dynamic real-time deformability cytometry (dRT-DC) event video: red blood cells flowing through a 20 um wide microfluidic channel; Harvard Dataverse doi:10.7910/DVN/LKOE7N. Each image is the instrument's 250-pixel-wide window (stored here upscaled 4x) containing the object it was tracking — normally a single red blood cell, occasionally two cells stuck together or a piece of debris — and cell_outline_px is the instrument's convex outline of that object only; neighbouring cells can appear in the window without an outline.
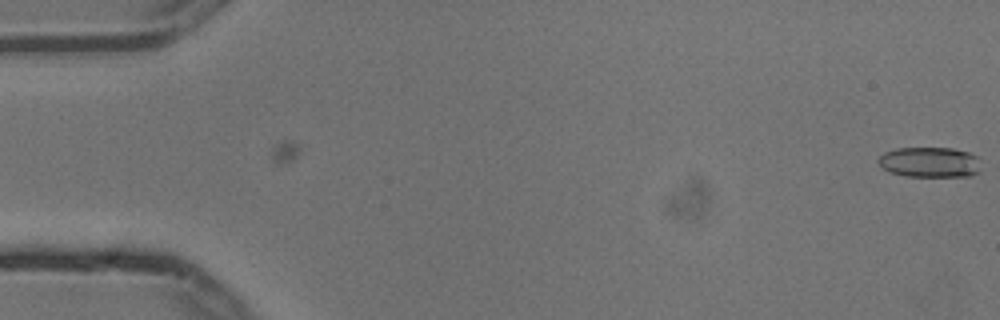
{"species": "common noctule bat (a hibernating species)", "species_latin": "Nyctalus noctula", "temperature_condition": "cold", "stored_images_in_passage": 2, "camera_frame_rate_fps": 3000, "um_per_image_px": 0.085, "animal": {"sex": "male", "body_mass_g": 13.3}, "frame": {"image": 1, "passage_image": 2, "time_ms": 0.333, "image_size_px": [1000, 320], "cell_outline_px": [[980, 172], [972, 176], [904, 176], [888, 172], [876, 160], [884, 152], [896, 148], [952, 148], [968, 152], [980, 156]], "centroid_in_image_um": [79.07, 13.79], "position_along_channel_um": 5.9, "area_um2": 18.44}}